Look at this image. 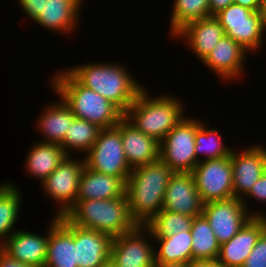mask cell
I'll return each instance as SVG.
<instances>
[{
    "label": "cell",
    "mask_w": 266,
    "mask_h": 267,
    "mask_svg": "<svg viewBox=\"0 0 266 267\" xmlns=\"http://www.w3.org/2000/svg\"><path fill=\"white\" fill-rule=\"evenodd\" d=\"M174 173L160 159L132 169L125 195L131 218L137 225L145 226L162 210L166 186Z\"/></svg>",
    "instance_id": "cell-1"
},
{
    "label": "cell",
    "mask_w": 266,
    "mask_h": 267,
    "mask_svg": "<svg viewBox=\"0 0 266 267\" xmlns=\"http://www.w3.org/2000/svg\"><path fill=\"white\" fill-rule=\"evenodd\" d=\"M51 87L70 108L75 118L87 120L101 129L115 127L124 113L99 93L83 86L67 69L54 73Z\"/></svg>",
    "instance_id": "cell-2"
},
{
    "label": "cell",
    "mask_w": 266,
    "mask_h": 267,
    "mask_svg": "<svg viewBox=\"0 0 266 267\" xmlns=\"http://www.w3.org/2000/svg\"><path fill=\"white\" fill-rule=\"evenodd\" d=\"M83 86L92 89L111 101L123 113L145 87L117 63H87L66 68ZM132 75V76H131ZM142 85V86H141Z\"/></svg>",
    "instance_id": "cell-3"
},
{
    "label": "cell",
    "mask_w": 266,
    "mask_h": 267,
    "mask_svg": "<svg viewBox=\"0 0 266 267\" xmlns=\"http://www.w3.org/2000/svg\"><path fill=\"white\" fill-rule=\"evenodd\" d=\"M144 87L124 113L136 129L161 142L184 117V104L170 94L151 97Z\"/></svg>",
    "instance_id": "cell-4"
},
{
    "label": "cell",
    "mask_w": 266,
    "mask_h": 267,
    "mask_svg": "<svg viewBox=\"0 0 266 267\" xmlns=\"http://www.w3.org/2000/svg\"><path fill=\"white\" fill-rule=\"evenodd\" d=\"M72 224L118 237L137 224L131 218L126 195L115 199L80 200L64 215Z\"/></svg>",
    "instance_id": "cell-5"
},
{
    "label": "cell",
    "mask_w": 266,
    "mask_h": 267,
    "mask_svg": "<svg viewBox=\"0 0 266 267\" xmlns=\"http://www.w3.org/2000/svg\"><path fill=\"white\" fill-rule=\"evenodd\" d=\"M199 119L183 117L160 142L159 159L175 173H191L199 161L195 155V135Z\"/></svg>",
    "instance_id": "cell-6"
},
{
    "label": "cell",
    "mask_w": 266,
    "mask_h": 267,
    "mask_svg": "<svg viewBox=\"0 0 266 267\" xmlns=\"http://www.w3.org/2000/svg\"><path fill=\"white\" fill-rule=\"evenodd\" d=\"M85 165L96 172L128 178V164L121 141V121L112 128L101 129L94 145L84 157Z\"/></svg>",
    "instance_id": "cell-7"
},
{
    "label": "cell",
    "mask_w": 266,
    "mask_h": 267,
    "mask_svg": "<svg viewBox=\"0 0 266 267\" xmlns=\"http://www.w3.org/2000/svg\"><path fill=\"white\" fill-rule=\"evenodd\" d=\"M214 17L223 27L225 35L231 37L249 53L261 49L266 26L259 12L233 3Z\"/></svg>",
    "instance_id": "cell-8"
},
{
    "label": "cell",
    "mask_w": 266,
    "mask_h": 267,
    "mask_svg": "<svg viewBox=\"0 0 266 267\" xmlns=\"http://www.w3.org/2000/svg\"><path fill=\"white\" fill-rule=\"evenodd\" d=\"M191 174L203 204L234 197L231 156L201 161Z\"/></svg>",
    "instance_id": "cell-9"
},
{
    "label": "cell",
    "mask_w": 266,
    "mask_h": 267,
    "mask_svg": "<svg viewBox=\"0 0 266 267\" xmlns=\"http://www.w3.org/2000/svg\"><path fill=\"white\" fill-rule=\"evenodd\" d=\"M247 211L243 201L233 197L203 204L202 214L211 226L217 242L229 241L252 217H266L264 212Z\"/></svg>",
    "instance_id": "cell-10"
},
{
    "label": "cell",
    "mask_w": 266,
    "mask_h": 267,
    "mask_svg": "<svg viewBox=\"0 0 266 267\" xmlns=\"http://www.w3.org/2000/svg\"><path fill=\"white\" fill-rule=\"evenodd\" d=\"M73 158V159H72ZM66 156L57 168L40 184L45 195L55 200L59 205L55 217L64 216L75 204L78 191L79 179L85 159Z\"/></svg>",
    "instance_id": "cell-11"
},
{
    "label": "cell",
    "mask_w": 266,
    "mask_h": 267,
    "mask_svg": "<svg viewBox=\"0 0 266 267\" xmlns=\"http://www.w3.org/2000/svg\"><path fill=\"white\" fill-rule=\"evenodd\" d=\"M150 236L153 235L146 226L137 225L132 231L113 238L110 260L116 267H154L155 247L148 241Z\"/></svg>",
    "instance_id": "cell-12"
},
{
    "label": "cell",
    "mask_w": 266,
    "mask_h": 267,
    "mask_svg": "<svg viewBox=\"0 0 266 267\" xmlns=\"http://www.w3.org/2000/svg\"><path fill=\"white\" fill-rule=\"evenodd\" d=\"M234 197L242 199L266 171L265 145H254L231 153Z\"/></svg>",
    "instance_id": "cell-13"
},
{
    "label": "cell",
    "mask_w": 266,
    "mask_h": 267,
    "mask_svg": "<svg viewBox=\"0 0 266 267\" xmlns=\"http://www.w3.org/2000/svg\"><path fill=\"white\" fill-rule=\"evenodd\" d=\"M248 53L239 43L224 35L202 63L222 80L234 81L243 76Z\"/></svg>",
    "instance_id": "cell-14"
},
{
    "label": "cell",
    "mask_w": 266,
    "mask_h": 267,
    "mask_svg": "<svg viewBox=\"0 0 266 267\" xmlns=\"http://www.w3.org/2000/svg\"><path fill=\"white\" fill-rule=\"evenodd\" d=\"M203 203L191 173H174L166 186L162 209L196 217L202 214Z\"/></svg>",
    "instance_id": "cell-15"
},
{
    "label": "cell",
    "mask_w": 266,
    "mask_h": 267,
    "mask_svg": "<svg viewBox=\"0 0 266 267\" xmlns=\"http://www.w3.org/2000/svg\"><path fill=\"white\" fill-rule=\"evenodd\" d=\"M265 230L266 217H252L236 235L220 245L217 260L227 267H242Z\"/></svg>",
    "instance_id": "cell-16"
},
{
    "label": "cell",
    "mask_w": 266,
    "mask_h": 267,
    "mask_svg": "<svg viewBox=\"0 0 266 267\" xmlns=\"http://www.w3.org/2000/svg\"><path fill=\"white\" fill-rule=\"evenodd\" d=\"M44 267H78L73 224L65 216H54L50 221Z\"/></svg>",
    "instance_id": "cell-17"
},
{
    "label": "cell",
    "mask_w": 266,
    "mask_h": 267,
    "mask_svg": "<svg viewBox=\"0 0 266 267\" xmlns=\"http://www.w3.org/2000/svg\"><path fill=\"white\" fill-rule=\"evenodd\" d=\"M49 229L46 236L16 230L0 246L10 257L32 267H44L47 258Z\"/></svg>",
    "instance_id": "cell-18"
},
{
    "label": "cell",
    "mask_w": 266,
    "mask_h": 267,
    "mask_svg": "<svg viewBox=\"0 0 266 267\" xmlns=\"http://www.w3.org/2000/svg\"><path fill=\"white\" fill-rule=\"evenodd\" d=\"M73 238L78 267H100L110 259L111 236L73 224Z\"/></svg>",
    "instance_id": "cell-19"
},
{
    "label": "cell",
    "mask_w": 266,
    "mask_h": 267,
    "mask_svg": "<svg viewBox=\"0 0 266 267\" xmlns=\"http://www.w3.org/2000/svg\"><path fill=\"white\" fill-rule=\"evenodd\" d=\"M121 141L131 169L159 160L160 142L136 129L125 118L121 120Z\"/></svg>",
    "instance_id": "cell-20"
},
{
    "label": "cell",
    "mask_w": 266,
    "mask_h": 267,
    "mask_svg": "<svg viewBox=\"0 0 266 267\" xmlns=\"http://www.w3.org/2000/svg\"><path fill=\"white\" fill-rule=\"evenodd\" d=\"M85 0H46L35 23L59 34H71L76 30L79 14ZM75 29V30H74Z\"/></svg>",
    "instance_id": "cell-21"
},
{
    "label": "cell",
    "mask_w": 266,
    "mask_h": 267,
    "mask_svg": "<svg viewBox=\"0 0 266 267\" xmlns=\"http://www.w3.org/2000/svg\"><path fill=\"white\" fill-rule=\"evenodd\" d=\"M224 35L221 24L214 16H210L187 24L174 38L186 39L184 43L202 62Z\"/></svg>",
    "instance_id": "cell-22"
},
{
    "label": "cell",
    "mask_w": 266,
    "mask_h": 267,
    "mask_svg": "<svg viewBox=\"0 0 266 267\" xmlns=\"http://www.w3.org/2000/svg\"><path fill=\"white\" fill-rule=\"evenodd\" d=\"M127 178L96 172L86 165L79 179V191L76 201L104 200L125 196Z\"/></svg>",
    "instance_id": "cell-23"
},
{
    "label": "cell",
    "mask_w": 266,
    "mask_h": 267,
    "mask_svg": "<svg viewBox=\"0 0 266 267\" xmlns=\"http://www.w3.org/2000/svg\"><path fill=\"white\" fill-rule=\"evenodd\" d=\"M58 102L48 104L40 118L37 119V129L44 138L43 143L61 145L64 141L66 131L69 129L75 115L62 99Z\"/></svg>",
    "instance_id": "cell-24"
},
{
    "label": "cell",
    "mask_w": 266,
    "mask_h": 267,
    "mask_svg": "<svg viewBox=\"0 0 266 267\" xmlns=\"http://www.w3.org/2000/svg\"><path fill=\"white\" fill-rule=\"evenodd\" d=\"M27 153L25 170L41 183L57 168L67 156L57 144L37 142Z\"/></svg>",
    "instance_id": "cell-25"
},
{
    "label": "cell",
    "mask_w": 266,
    "mask_h": 267,
    "mask_svg": "<svg viewBox=\"0 0 266 267\" xmlns=\"http://www.w3.org/2000/svg\"><path fill=\"white\" fill-rule=\"evenodd\" d=\"M159 247L155 263H189L192 260L191 231H181L168 237H150Z\"/></svg>",
    "instance_id": "cell-26"
},
{
    "label": "cell",
    "mask_w": 266,
    "mask_h": 267,
    "mask_svg": "<svg viewBox=\"0 0 266 267\" xmlns=\"http://www.w3.org/2000/svg\"><path fill=\"white\" fill-rule=\"evenodd\" d=\"M13 182L0 183V246L15 232L22 203L21 191ZM2 239V240H1Z\"/></svg>",
    "instance_id": "cell-27"
},
{
    "label": "cell",
    "mask_w": 266,
    "mask_h": 267,
    "mask_svg": "<svg viewBox=\"0 0 266 267\" xmlns=\"http://www.w3.org/2000/svg\"><path fill=\"white\" fill-rule=\"evenodd\" d=\"M190 231L192 234V260L217 259L220 244L203 214L194 217Z\"/></svg>",
    "instance_id": "cell-28"
},
{
    "label": "cell",
    "mask_w": 266,
    "mask_h": 267,
    "mask_svg": "<svg viewBox=\"0 0 266 267\" xmlns=\"http://www.w3.org/2000/svg\"><path fill=\"white\" fill-rule=\"evenodd\" d=\"M100 130V127L87 120L74 118L60 146L67 156H71L72 150L87 154L94 145Z\"/></svg>",
    "instance_id": "cell-29"
},
{
    "label": "cell",
    "mask_w": 266,
    "mask_h": 267,
    "mask_svg": "<svg viewBox=\"0 0 266 267\" xmlns=\"http://www.w3.org/2000/svg\"><path fill=\"white\" fill-rule=\"evenodd\" d=\"M172 5L169 31L173 38L187 24L211 16L209 0H174Z\"/></svg>",
    "instance_id": "cell-30"
},
{
    "label": "cell",
    "mask_w": 266,
    "mask_h": 267,
    "mask_svg": "<svg viewBox=\"0 0 266 267\" xmlns=\"http://www.w3.org/2000/svg\"><path fill=\"white\" fill-rule=\"evenodd\" d=\"M199 120V128L195 135V155L196 159L201 162L204 160L224 158L231 156L232 149L224 145L219 130L216 128L208 129L207 126ZM200 154L204 158H199ZM199 158V159H198Z\"/></svg>",
    "instance_id": "cell-31"
},
{
    "label": "cell",
    "mask_w": 266,
    "mask_h": 267,
    "mask_svg": "<svg viewBox=\"0 0 266 267\" xmlns=\"http://www.w3.org/2000/svg\"><path fill=\"white\" fill-rule=\"evenodd\" d=\"M194 217L162 209L145 226L151 231L153 237H168L179 232L191 230Z\"/></svg>",
    "instance_id": "cell-32"
},
{
    "label": "cell",
    "mask_w": 266,
    "mask_h": 267,
    "mask_svg": "<svg viewBox=\"0 0 266 267\" xmlns=\"http://www.w3.org/2000/svg\"><path fill=\"white\" fill-rule=\"evenodd\" d=\"M242 267H266V230L258 238Z\"/></svg>",
    "instance_id": "cell-33"
},
{
    "label": "cell",
    "mask_w": 266,
    "mask_h": 267,
    "mask_svg": "<svg viewBox=\"0 0 266 267\" xmlns=\"http://www.w3.org/2000/svg\"><path fill=\"white\" fill-rule=\"evenodd\" d=\"M246 196L250 198H255V200L260 201L262 203H266V171L265 173L257 180V182L253 185V187L250 189V191L241 199L243 201V204L245 205L247 211L249 208H247L246 205Z\"/></svg>",
    "instance_id": "cell-34"
},
{
    "label": "cell",
    "mask_w": 266,
    "mask_h": 267,
    "mask_svg": "<svg viewBox=\"0 0 266 267\" xmlns=\"http://www.w3.org/2000/svg\"><path fill=\"white\" fill-rule=\"evenodd\" d=\"M45 2L46 0H18L17 4L25 12L26 17L34 21L41 12V9H43Z\"/></svg>",
    "instance_id": "cell-35"
},
{
    "label": "cell",
    "mask_w": 266,
    "mask_h": 267,
    "mask_svg": "<svg viewBox=\"0 0 266 267\" xmlns=\"http://www.w3.org/2000/svg\"><path fill=\"white\" fill-rule=\"evenodd\" d=\"M0 267H32V266L22 263L10 257L0 248Z\"/></svg>",
    "instance_id": "cell-36"
},
{
    "label": "cell",
    "mask_w": 266,
    "mask_h": 267,
    "mask_svg": "<svg viewBox=\"0 0 266 267\" xmlns=\"http://www.w3.org/2000/svg\"><path fill=\"white\" fill-rule=\"evenodd\" d=\"M234 0H209V10L210 15L214 16L221 10L228 7L230 4H233Z\"/></svg>",
    "instance_id": "cell-37"
},
{
    "label": "cell",
    "mask_w": 266,
    "mask_h": 267,
    "mask_svg": "<svg viewBox=\"0 0 266 267\" xmlns=\"http://www.w3.org/2000/svg\"><path fill=\"white\" fill-rule=\"evenodd\" d=\"M188 267H227L221 264L217 259L214 260H191Z\"/></svg>",
    "instance_id": "cell-38"
},
{
    "label": "cell",
    "mask_w": 266,
    "mask_h": 267,
    "mask_svg": "<svg viewBox=\"0 0 266 267\" xmlns=\"http://www.w3.org/2000/svg\"><path fill=\"white\" fill-rule=\"evenodd\" d=\"M234 3L246 7L254 12H259L261 0H234Z\"/></svg>",
    "instance_id": "cell-39"
},
{
    "label": "cell",
    "mask_w": 266,
    "mask_h": 267,
    "mask_svg": "<svg viewBox=\"0 0 266 267\" xmlns=\"http://www.w3.org/2000/svg\"><path fill=\"white\" fill-rule=\"evenodd\" d=\"M154 267H188V263H155Z\"/></svg>",
    "instance_id": "cell-40"
},
{
    "label": "cell",
    "mask_w": 266,
    "mask_h": 267,
    "mask_svg": "<svg viewBox=\"0 0 266 267\" xmlns=\"http://www.w3.org/2000/svg\"><path fill=\"white\" fill-rule=\"evenodd\" d=\"M259 14L261 15V18L263 19V22L266 26V0H261Z\"/></svg>",
    "instance_id": "cell-41"
},
{
    "label": "cell",
    "mask_w": 266,
    "mask_h": 267,
    "mask_svg": "<svg viewBox=\"0 0 266 267\" xmlns=\"http://www.w3.org/2000/svg\"><path fill=\"white\" fill-rule=\"evenodd\" d=\"M100 267H116L114 265V263L109 259L108 261H106L102 266Z\"/></svg>",
    "instance_id": "cell-42"
}]
</instances>
